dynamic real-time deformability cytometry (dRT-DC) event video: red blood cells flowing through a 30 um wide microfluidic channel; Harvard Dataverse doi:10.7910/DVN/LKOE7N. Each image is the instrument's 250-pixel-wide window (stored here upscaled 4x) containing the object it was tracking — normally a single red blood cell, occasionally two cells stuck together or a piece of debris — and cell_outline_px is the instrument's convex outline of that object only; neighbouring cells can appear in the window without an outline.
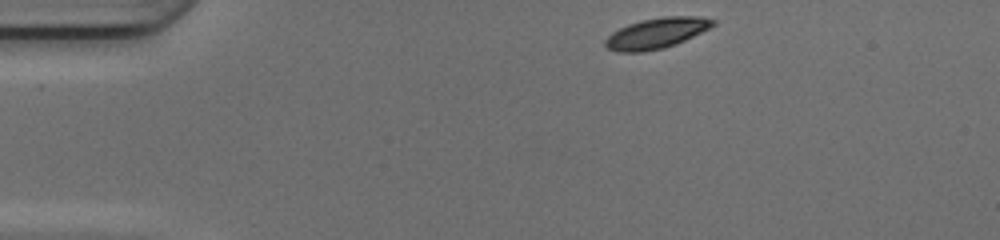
{"species": "common noctule bat (a hibernating species)", "species_latin": "Nyctalus noctula", "temperature_condition": "cold", "stored_images_in_passage": 42, "camera_frame_rate_fps": 3000, "um_per_image_px": 0.085, "animal": {"sex": "female", "body_mass_g": 17.0, "forearm_length_mm": 48.0}, "frame": {"image": 1, "passage_image": 1, "time_ms": 0.0, "image_size_px": [1000, 240], "cell_outline_px": [[716, 24], [676, 44], [664, 48], [644, 52], [616, 52], [608, 48], [604, 44], [604, 40], [612, 32], [628, 24], [640, 20], [664, 16], [700, 16], [716, 20]], "centroid_in_image_um": [55.78, 2.82], "position_along_channel_um": 29.2, "area_um2": 19.19}}
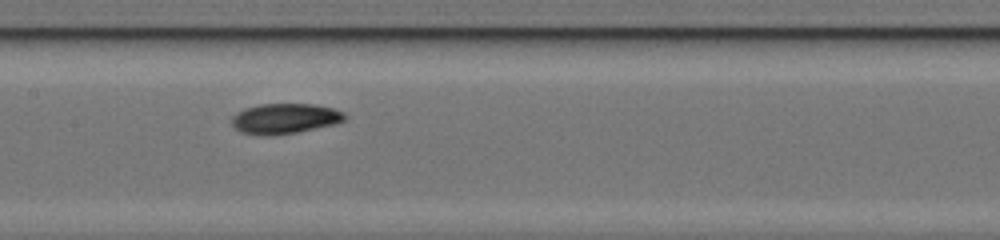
{"frame": {"image": 2, "passage_image": 17, "time_ms": 5.333, "image_size_px": [1000, 240], "cell_outline_px": [[348, 116], [344, 120], [336, 124], [296, 132], [240, 132], [232, 124], [232, 116], [236, 112], [244, 108], [260, 104], [316, 104], [332, 108], [344, 112]], "centroid_in_image_um": [24.28, 10.02], "position_along_channel_um": 183.1, "area_um2": 19.19}}
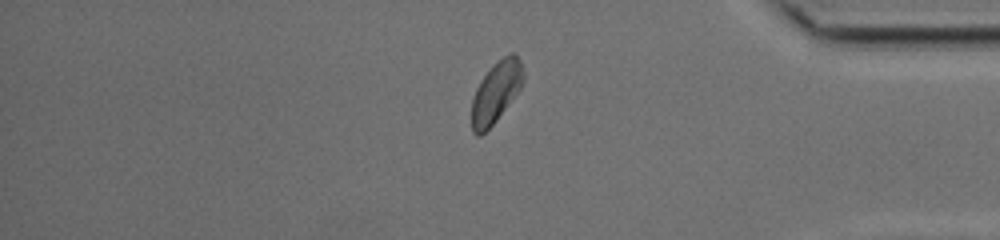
{"frame": {"image": 3, "passage_image": 34, "time_ms": 11.0, "image_size_px": [1000, 240], "cell_outline_px": [[524, 80], [520, 88], [496, 120], [480, 136], [476, 136], [472, 132], [472, 100], [476, 88], [480, 80], [492, 64], [508, 52], [512, 52], [520, 60], [524, 72]], "centroid_in_image_um": [42.15, 7.79], "position_along_channel_um": 393.0, "area_um2": 18.32}, "authors_computed_cell_mechanics": {"area_um2": 19.1318, "velocity_mm_per_s": 4.1453, "shape_relaxation_time_tau1_ms": 4.1669, "shape_relaxation_time_tau2_ms": null, "deformation_change_tau1": 0.117, "deformation_change_tau2": null}}